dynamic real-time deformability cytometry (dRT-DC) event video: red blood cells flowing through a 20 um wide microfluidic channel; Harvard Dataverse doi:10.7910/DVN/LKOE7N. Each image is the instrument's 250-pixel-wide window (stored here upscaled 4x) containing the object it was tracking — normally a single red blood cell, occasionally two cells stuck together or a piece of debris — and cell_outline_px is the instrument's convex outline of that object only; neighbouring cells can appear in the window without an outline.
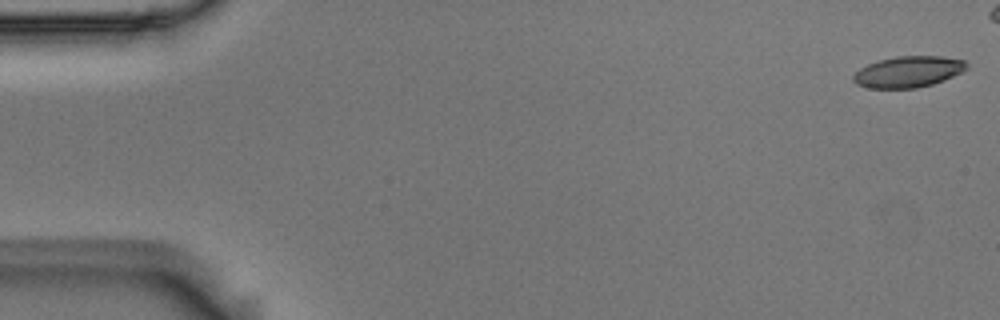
{"species": "Egyptian fruit bat (a non-hibernating species)", "species_latin": "Rousettus aegyptiacus", "temperature_condition": "room temperature", "stored_images_in_passage": 49, "camera_frame_rate_fps": 3000, "um_per_image_px": 0.085, "animal": {"sex": "male"}, "frame": {"image": 1, "passage_image": 1, "time_ms": 0.0, "image_size_px": [1000, 320], "cell_outline_px": [[968, 68], [944, 80], [932, 84], [916, 88], [868, 88], [856, 84], [852, 80], [852, 76], [860, 68], [868, 64], [880, 60], [896, 56], [944, 56], [964, 60], [968, 64]], "centroid_in_image_um": [77.19, 6.1], "position_along_channel_um": 7.8, "area_um2": 20.58}}
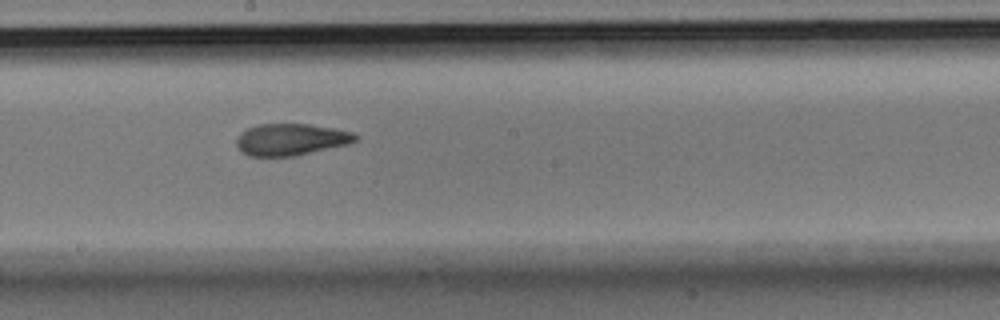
{"frame": {"image": 2, "passage_image": 30, "time_ms": 9.667, "image_size_px": [1000, 320], "cell_outline_px": [[360, 140], [348, 144], [296, 156], [248, 156], [240, 152], [236, 144], [236, 140], [240, 132], [248, 128], [260, 124], [308, 124], [336, 128], [352, 132], [360, 136]], "centroid_in_image_um": [24.75, 11.86], "position_along_channel_um": 223.4, "area_um2": 22.31}}
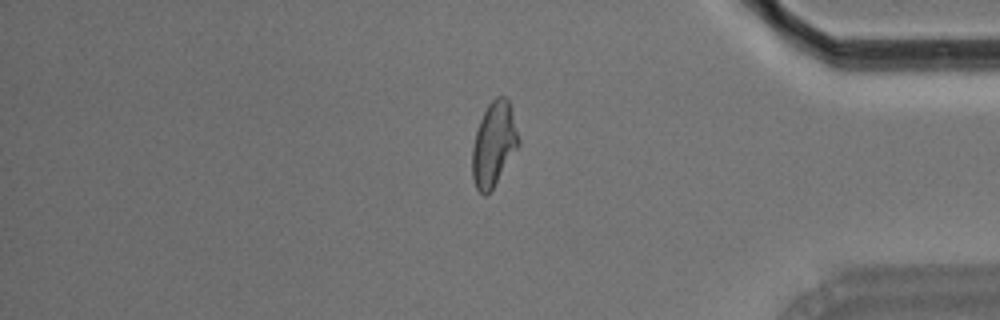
{"frame": {"image": 3, "passage_image": 46, "time_ms": 15.0, "image_size_px": [1000, 320], "cell_outline_px": [[520, 144], [492, 188], [484, 196], [476, 188], [472, 176], [472, 148], [476, 132], [480, 120], [488, 104], [496, 96], [504, 96], [508, 100], [520, 140]], "centroid_in_image_um": [41.96, 12.24], "position_along_channel_um": 393.2, "area_um2": 22.31}, "authors_computed_cell_mechanics": {"area_um2": 22.253, "velocity_mm_per_s": 3.6627, "shape_relaxation_time_tau1_ms": 6.6756, "shape_relaxation_time_tau2_ms": 2.606, "deformation_change_tau1": 0.1902, "deformation_change_tau2": 0.0903}}